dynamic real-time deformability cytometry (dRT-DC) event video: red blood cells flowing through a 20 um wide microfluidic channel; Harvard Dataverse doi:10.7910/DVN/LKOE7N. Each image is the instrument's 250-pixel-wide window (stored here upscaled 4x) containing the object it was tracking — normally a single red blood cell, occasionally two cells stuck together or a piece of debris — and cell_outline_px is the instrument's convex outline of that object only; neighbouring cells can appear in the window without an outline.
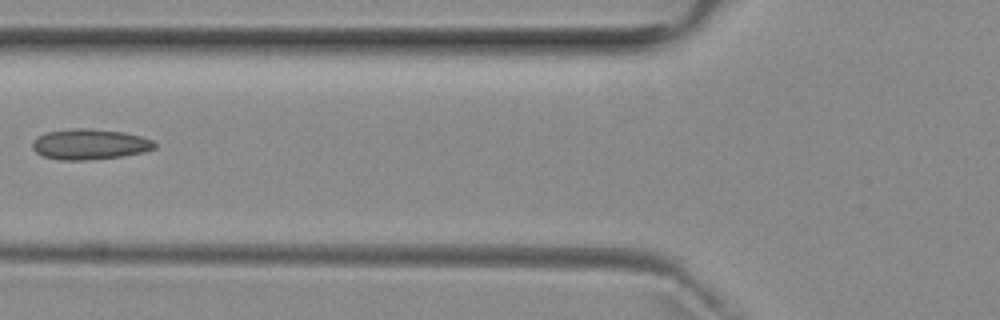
{"species": "common noctule bat (a hibernating species)", "species_latin": "Nyctalus noctula", "temperature_condition": "room temperature", "stored_images_in_passage": 6, "camera_frame_rate_fps": 3000, "um_per_image_px": 0.085, "animal": {"sex": "female", "body_mass_g": 29.2, "forearm_length_mm": 56.3}, "frame": {"image": 1, "passage_image": 5, "time_ms": 5.667, "image_size_px": [1000, 320], "cell_outline_px": [[156, 148], [144, 152], [120, 156], [88, 160], [60, 160], [44, 156], [36, 152], [32, 148], [32, 144], [40, 136], [48, 132], [76, 128], [88, 128], [124, 132], [140, 136], [152, 140], [156, 144]], "centroid_in_image_um": [7.66, 12.26], "position_along_channel_um": 118.1, "area_um2": 21.5}}
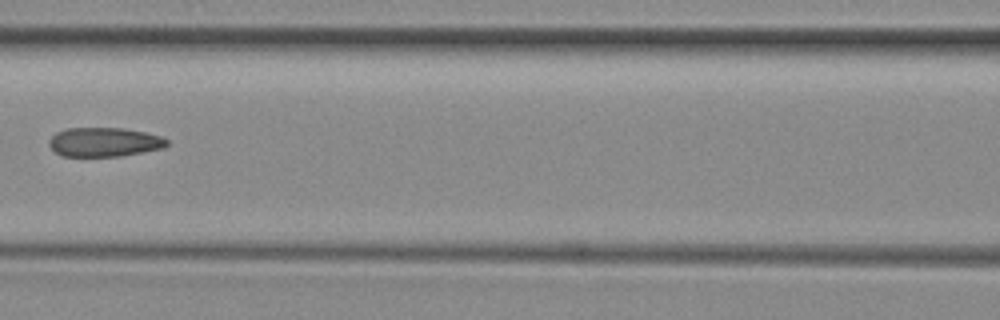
{"frame": {"image": 2, "passage_image": 6, "time_ms": 6.667, "image_size_px": [1000, 320], "cell_outline_px": [[168, 144], [164, 148], [120, 156], [64, 156], [56, 152], [48, 144], [48, 140], [56, 132], [68, 128], [124, 128], [144, 132], [160, 136], [168, 140]], "centroid_in_image_um": [8.86, 12.07], "position_along_channel_um": 157.7, "area_um2": 19.94}}